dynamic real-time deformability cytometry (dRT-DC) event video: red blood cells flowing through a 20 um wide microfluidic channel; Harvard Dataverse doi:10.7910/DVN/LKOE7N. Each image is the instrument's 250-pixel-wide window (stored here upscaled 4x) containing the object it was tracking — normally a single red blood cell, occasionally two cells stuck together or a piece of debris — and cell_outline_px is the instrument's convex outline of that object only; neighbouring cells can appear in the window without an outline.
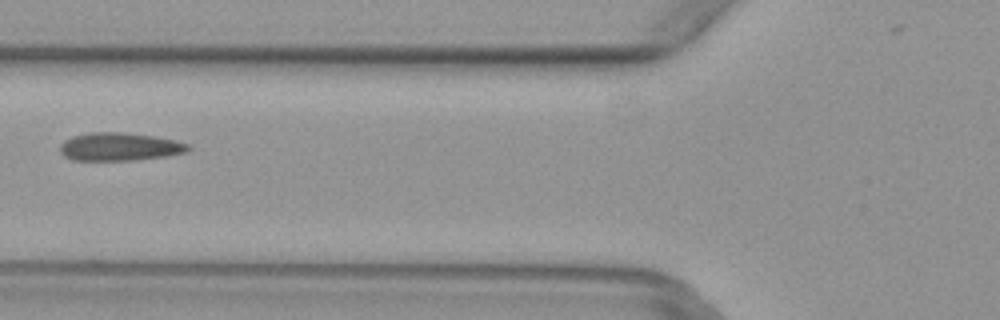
{"species": "common noctule bat (a hibernating species)", "species_latin": "Nyctalus noctula", "temperature_condition": "warm", "stored_images_in_passage": 3, "camera_frame_rate_fps": 3000, "um_per_image_px": 0.085, "animal": {"sex": "female", "body_mass_g": 29.2, "forearm_length_mm": 56.3}, "frame": {"image": 1, "passage_image": 3, "time_ms": 0.667, "image_size_px": [1000, 320], "cell_outline_px": [[192, 148], [188, 152], [168, 156], [132, 160], [72, 160], [64, 156], [60, 152], [60, 144], [64, 140], [72, 136], [88, 132], [124, 132], [156, 136], [176, 140], [188, 144]], "centroid_in_image_um": [10.18, 12.46], "position_along_channel_um": 115.6, "area_um2": 21.27}}